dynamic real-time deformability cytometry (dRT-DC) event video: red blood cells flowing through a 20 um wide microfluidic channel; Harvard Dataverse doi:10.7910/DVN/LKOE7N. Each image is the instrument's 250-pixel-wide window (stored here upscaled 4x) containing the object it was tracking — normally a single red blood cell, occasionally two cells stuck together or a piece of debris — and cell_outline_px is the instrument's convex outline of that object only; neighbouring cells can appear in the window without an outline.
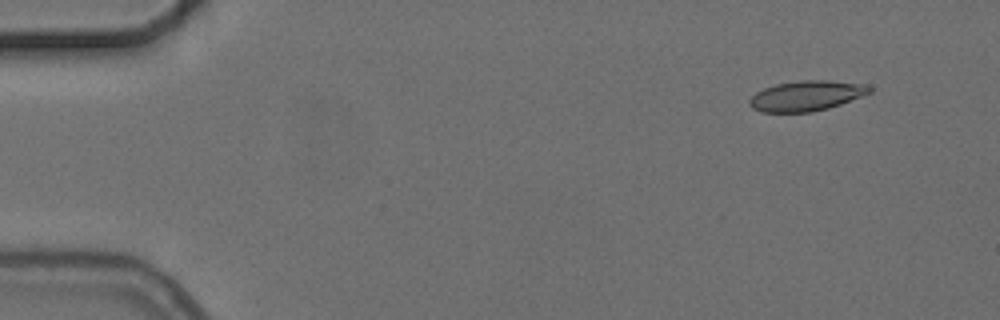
{"species": "common noctule bat (a hibernating species)", "species_latin": "Nyctalus noctula", "temperature_condition": "cold", "stored_images_in_passage": 10, "camera_frame_rate_fps": 3000, "um_per_image_px": 0.085, "animal": {"sex": "female", "body_mass_g": 24.6, "forearm_length_mm": 56.2}, "frame": {"image": 1, "passage_image": 2, "time_ms": 1.333, "image_size_px": [1000, 320], "cell_outline_px": [[872, 92], [840, 104], [828, 108], [812, 112], [760, 112], [752, 108], [748, 104], [748, 100], [756, 92], [764, 88], [776, 84], [800, 80], [828, 80], [864, 84], [872, 88]], "centroid_in_image_um": [68.51, 8.14], "position_along_channel_um": 16.5, "area_um2": 21.15}}
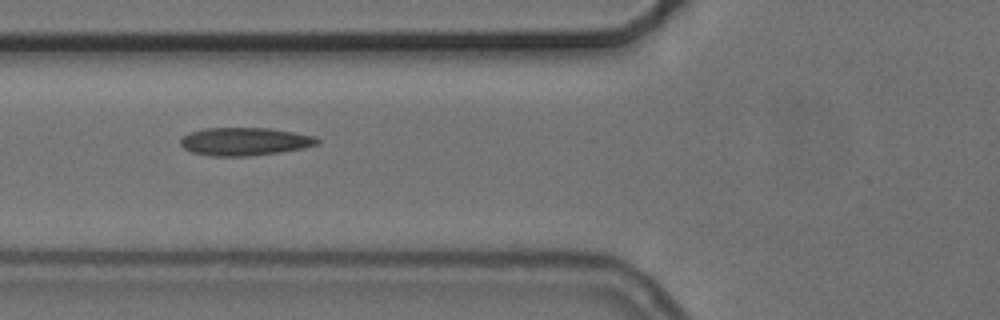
{"frame": {"image": 2, "passage_image": 6, "time_ms": 6.667, "image_size_px": [1000, 320], "cell_outline_px": [[320, 144], [304, 148], [280, 152], [252, 156], [212, 156], [192, 152], [184, 148], [180, 144], [180, 140], [188, 132], [204, 128], [268, 128], [316, 136], [320, 140]], "centroid_in_image_um": [20.82, 12.03], "position_along_channel_um": 105.0, "area_um2": 22.43}}
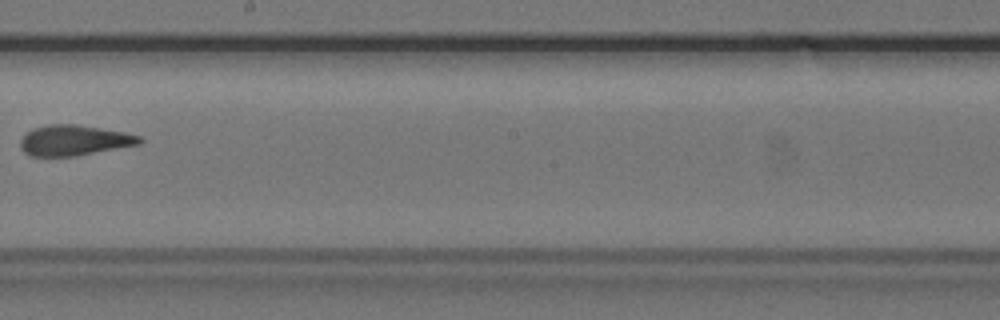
{"frame": {"image": 3, "passage_image": 9, "time_ms": 10.333, "image_size_px": [1000, 320], "cell_outline_px": [[144, 140], [140, 144], [76, 156], [32, 156], [24, 152], [20, 148], [20, 140], [32, 128], [48, 124], [76, 124], [124, 132], [140, 136]], "centroid_in_image_um": [6.29, 11.93], "position_along_channel_um": 241.9, "area_um2": 21.15}}